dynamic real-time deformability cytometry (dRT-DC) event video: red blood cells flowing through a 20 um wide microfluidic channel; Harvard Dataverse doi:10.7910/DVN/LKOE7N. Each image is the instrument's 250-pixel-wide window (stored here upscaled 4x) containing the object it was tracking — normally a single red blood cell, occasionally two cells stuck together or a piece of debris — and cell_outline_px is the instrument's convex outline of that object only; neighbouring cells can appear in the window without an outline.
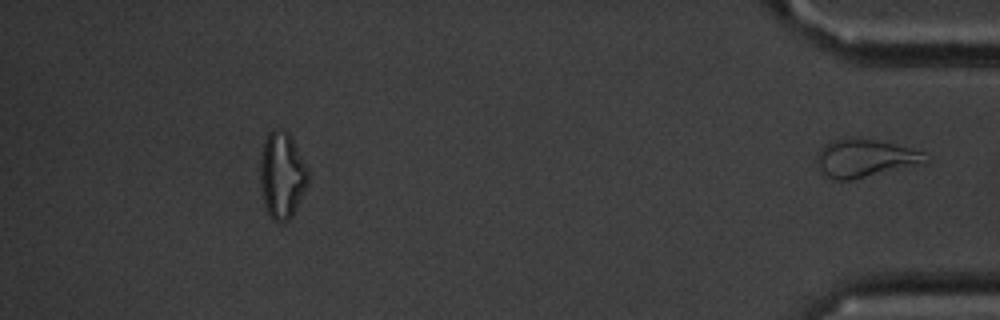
{"species": "common noctule bat (a hibernating species)", "species_latin": "Nyctalus noctula", "temperature_condition": "cold", "stored_images_in_passage": 50, "segment_of_instrument_passage": [2, 2], "camera_frame_rate_fps": 3000, "um_per_image_px": 0.085, "animal": {"sex": "male", "body_mass_g": 20.1, "forearm_length_mm": 53.5}, "frame": {"image": 1, "passage_image": 50, "time_ms": 16.333, "image_size_px": [1000, 320], "cell_outline_px": [[932, 160], [924, 164], [852, 180], [836, 180], [824, 176], [820, 172], [816, 156], [820, 148], [824, 144], [832, 140], [844, 136], [876, 140], [924, 152]], "centroid_in_image_um": [73.52, 13.45], "position_along_channel_um": 361.7, "area_um2": 24.51}}